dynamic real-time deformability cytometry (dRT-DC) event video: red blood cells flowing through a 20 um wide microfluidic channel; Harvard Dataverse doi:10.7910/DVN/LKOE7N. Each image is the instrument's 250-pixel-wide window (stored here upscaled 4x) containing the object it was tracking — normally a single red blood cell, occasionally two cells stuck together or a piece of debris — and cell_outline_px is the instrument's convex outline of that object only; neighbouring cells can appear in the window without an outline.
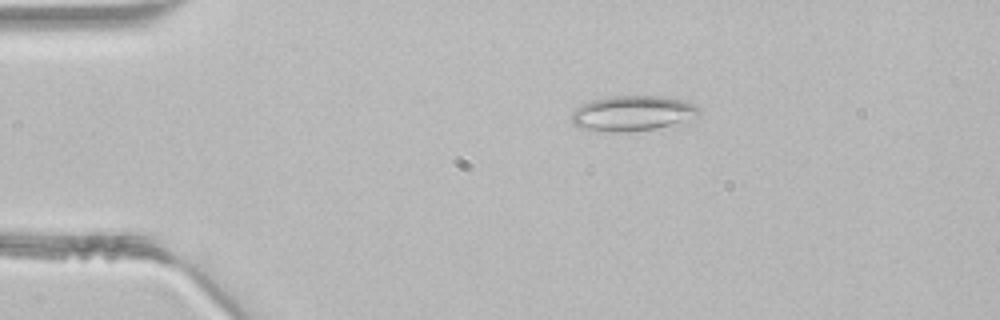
{"species": "common noctule bat (a hibernating species)", "species_latin": "Nyctalus noctula", "temperature_condition": "room temperature", "stored_images_in_passage": 32, "camera_frame_rate_fps": 3000, "um_per_image_px": 0.085, "animal": {"sex": "male", "body_mass_g": 21.5, "forearm_length_mm": 52.0}, "frame": {"image": 1, "passage_image": 1, "time_ms": 0.0, "image_size_px": [1000, 320], "cell_outline_px": [[700, 112], [696, 116], [656, 128], [628, 132], [612, 132], [580, 128], [572, 124], [572, 112], [580, 104], [592, 100], [612, 96], [664, 96], [684, 100], [696, 104], [700, 108]], "centroid_in_image_um": [53.73, 9.61], "position_along_channel_um": 31.3, "area_um2": 26.07}}
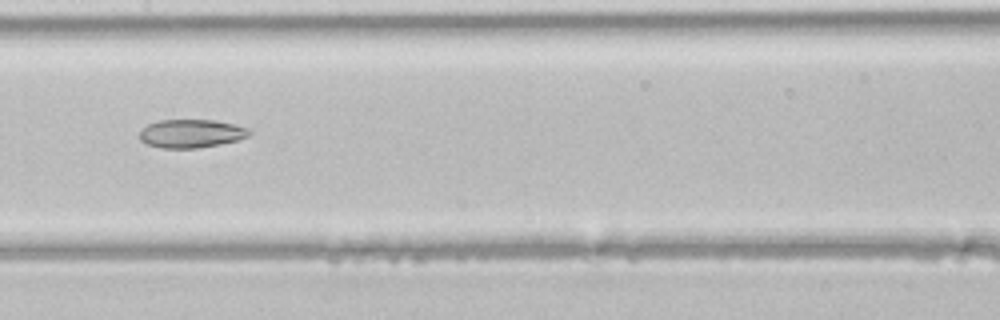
{"frame": {"image": 2, "passage_image": 15, "time_ms": 4.667, "image_size_px": [1000, 320], "cell_outline_px": [[252, 132], [248, 136], [236, 140], [220, 144], [196, 148], [160, 148], [148, 144], [140, 140], [140, 132], [148, 124], [160, 120], [212, 120], [232, 124], [248, 128]], "centroid_in_image_um": [16.24, 11.35], "position_along_channel_um": 191.2, "area_um2": 17.92}}
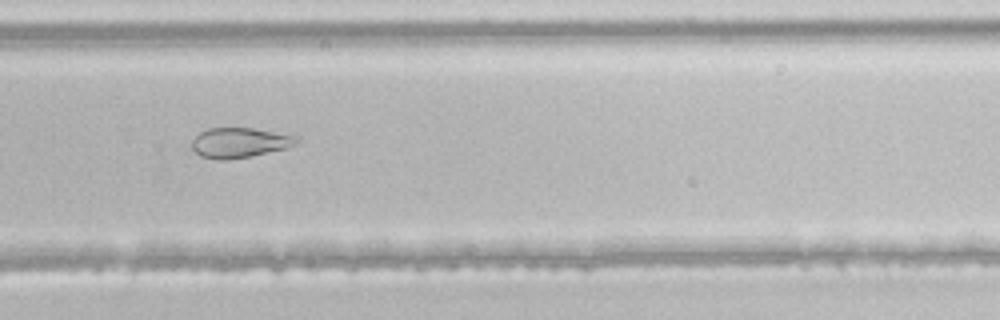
{"frame": {"image": 3, "passage_image": 23, "time_ms": 7.333, "image_size_px": [1000, 320], "cell_outline_px": [[300, 140], [296, 144], [288, 148], [252, 156], [228, 160], [220, 160], [200, 156], [192, 148], [192, 140], [200, 132], [208, 128], [252, 128], [296, 136]], "centroid_in_image_um": [20.37, 12.13], "position_along_channel_um": 309.4, "area_um2": 18.32}}